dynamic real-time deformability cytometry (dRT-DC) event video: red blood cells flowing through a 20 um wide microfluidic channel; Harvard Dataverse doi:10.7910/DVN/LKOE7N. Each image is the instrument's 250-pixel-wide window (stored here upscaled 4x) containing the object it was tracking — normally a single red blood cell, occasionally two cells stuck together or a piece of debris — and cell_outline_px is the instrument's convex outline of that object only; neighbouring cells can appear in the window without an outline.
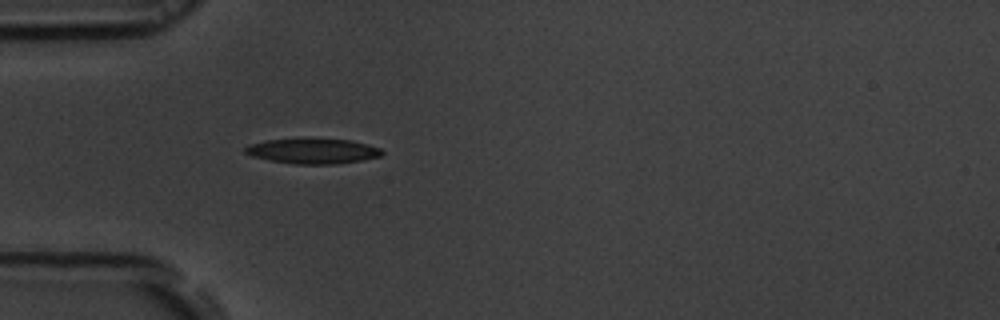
{"species": "common noctule bat (a hibernating species)", "species_latin": "Nyctalus noctula", "temperature_condition": "room temperature", "stored_images_in_passage": 21, "camera_frame_rate_fps": 3000, "um_per_image_px": 0.085, "animal": {"sex": "male", "body_mass_g": 19.5, "forearm_length_mm": 54.6}, "frame": {"image": 1, "passage_image": 1, "time_ms": 0.0, "image_size_px": [1000, 320], "cell_outline_px": [[384, 152], [380, 156], [360, 160], [336, 164], [296, 164], [268, 160], [252, 156], [244, 152], [244, 148], [248, 144], [264, 140], [352, 140], [368, 144], [380, 148]], "centroid_in_image_um": [26.57, 12.86], "position_along_channel_um": 58.4, "area_um2": 19.65}}
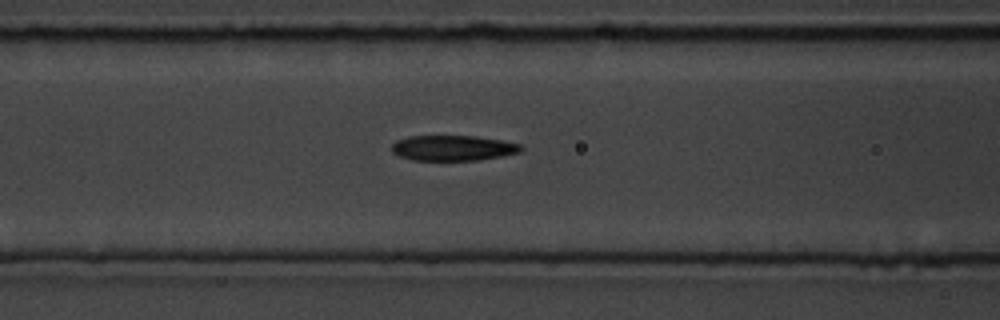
{"frame": {"image": 2, "passage_image": 7, "time_ms": 2.0, "image_size_px": [1000, 320], "cell_outline_px": [[524, 148], [520, 152], [500, 156], [476, 160], [412, 160], [400, 156], [392, 152], [392, 144], [396, 140], [408, 136], [476, 136], [500, 140], [520, 144]], "centroid_in_image_um": [38.48, 12.57], "position_along_channel_um": 128.1, "area_um2": 19.02}}
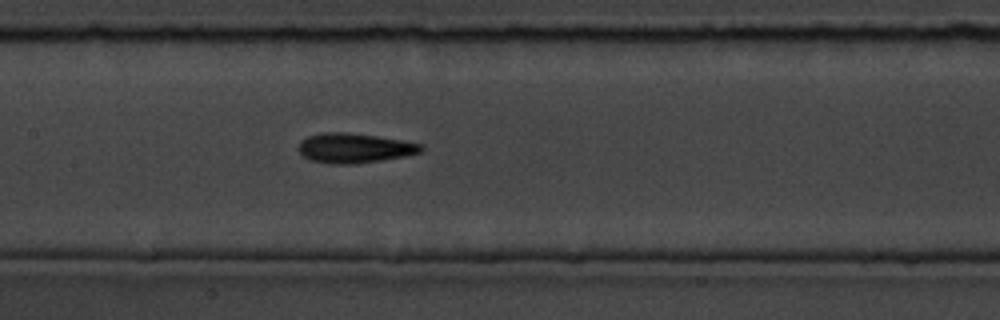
{"frame": {"image": 3, "passage_image": 11, "time_ms": 3.333, "image_size_px": [1000, 320], "cell_outline_px": [[424, 148], [420, 152], [404, 156], [356, 164], [332, 164], [312, 160], [304, 156], [296, 148], [300, 140], [308, 136], [324, 132], [344, 132], [376, 136], [424, 144]], "centroid_in_image_um": [30.1, 12.58], "position_along_channel_um": 177.3, "area_um2": 21.15}}